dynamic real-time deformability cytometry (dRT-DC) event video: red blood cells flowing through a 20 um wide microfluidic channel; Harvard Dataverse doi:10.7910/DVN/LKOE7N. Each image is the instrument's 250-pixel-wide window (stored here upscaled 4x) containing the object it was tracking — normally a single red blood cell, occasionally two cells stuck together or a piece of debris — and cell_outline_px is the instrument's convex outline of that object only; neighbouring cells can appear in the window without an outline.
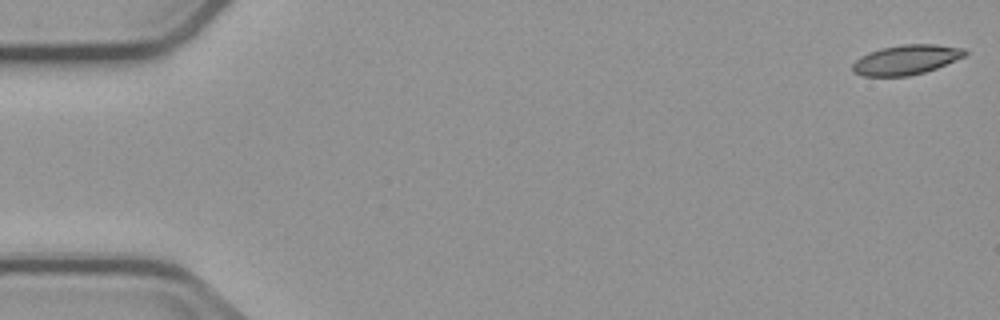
{"species": "common noctule bat (a hibernating species)", "species_latin": "Nyctalus noctula", "temperature_condition": "cold", "stored_images_in_passage": 3, "camera_frame_rate_fps": 3000, "um_per_image_px": 0.085, "animal": {"sex": "male", "body_mass_g": 23.1, "forearm_length_mm": 52.7}, "frame": {"image": 1, "passage_image": 1, "time_ms": 0.0, "image_size_px": [1000, 320], "cell_outline_px": [[968, 52], [964, 56], [936, 68], [924, 72], [908, 76], [864, 76], [852, 72], [852, 64], [860, 56], [868, 52], [880, 48], [904, 44], [936, 44], [964, 48]], "centroid_in_image_um": [76.99, 5.07], "position_along_channel_um": 8.0, "area_um2": 19.48}}
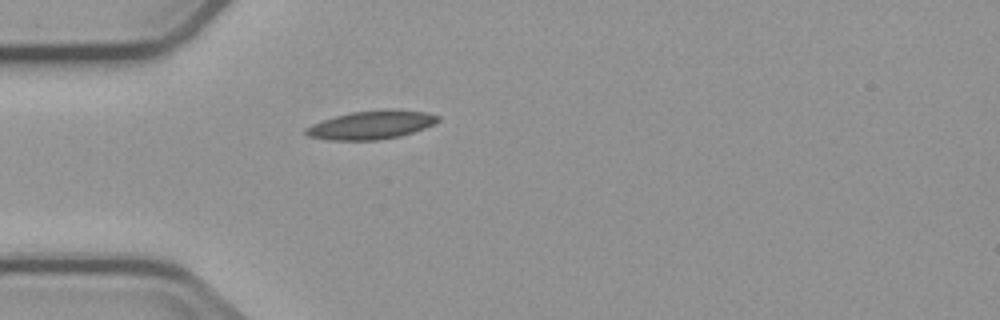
{"frame": {"image": 2, "passage_image": 3, "time_ms": 5.0, "image_size_px": [1000, 320], "cell_outline_px": [[440, 120], [424, 128], [400, 136], [376, 140], [328, 140], [308, 136], [304, 132], [304, 128], [312, 124], [336, 116], [352, 112], [428, 112], [440, 116]], "centroid_in_image_um": [31.49, 10.67], "position_along_channel_um": 53.5, "area_um2": 20.87}}